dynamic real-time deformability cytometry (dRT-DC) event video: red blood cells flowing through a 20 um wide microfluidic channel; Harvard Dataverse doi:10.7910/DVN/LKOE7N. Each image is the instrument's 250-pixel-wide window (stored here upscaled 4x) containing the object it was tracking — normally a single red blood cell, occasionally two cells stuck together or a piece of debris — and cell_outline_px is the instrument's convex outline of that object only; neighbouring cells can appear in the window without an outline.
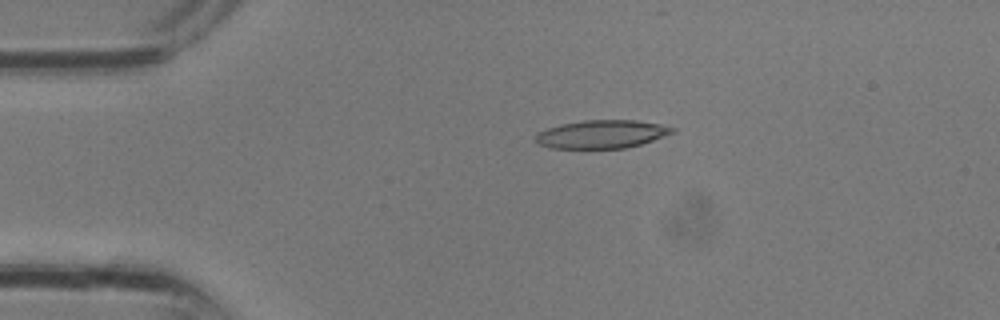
{"species": "common noctule bat (a hibernating species)", "species_latin": "Nyctalus noctula", "temperature_condition": "room temperature", "stored_images_in_passage": 12, "camera_frame_rate_fps": 3000, "um_per_image_px": 0.085, "animal": {"sex": "male", "body_mass_g": 13.3}, "frame": {"image": 1, "passage_image": 7, "time_ms": 2.0, "image_size_px": [1000, 320], "cell_outline_px": [[676, 132], [640, 144], [624, 148], [552, 148], [536, 144], [532, 140], [536, 132], [560, 124], [584, 120], [636, 120], [660, 124], [676, 128]], "centroid_in_image_um": [51.09, 11.4], "position_along_channel_um": 33.9, "area_um2": 22.66}}
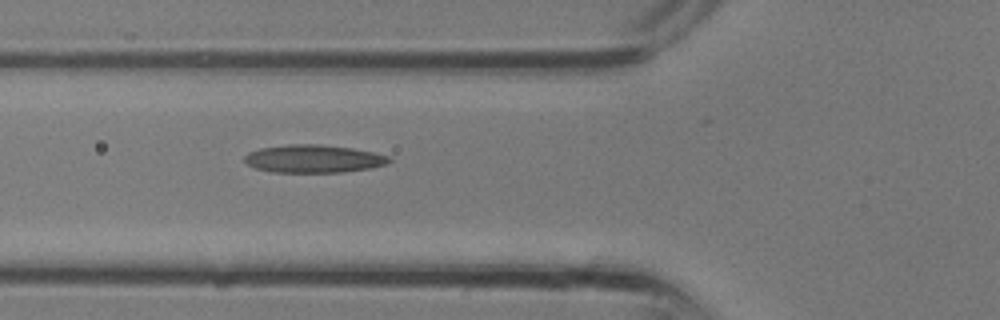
{"frame": {"image": 2, "passage_image": 12, "time_ms": 3.667, "image_size_px": [1000, 320], "cell_outline_px": [[392, 160], [388, 164], [368, 168], [340, 172], [272, 172], [256, 168], [248, 164], [244, 160], [244, 156], [248, 152], [260, 148], [288, 144], [320, 144], [352, 148], [372, 152], [388, 156]], "centroid_in_image_um": [26.63, 13.49], "position_along_channel_um": 99.2, "area_um2": 23.41}}